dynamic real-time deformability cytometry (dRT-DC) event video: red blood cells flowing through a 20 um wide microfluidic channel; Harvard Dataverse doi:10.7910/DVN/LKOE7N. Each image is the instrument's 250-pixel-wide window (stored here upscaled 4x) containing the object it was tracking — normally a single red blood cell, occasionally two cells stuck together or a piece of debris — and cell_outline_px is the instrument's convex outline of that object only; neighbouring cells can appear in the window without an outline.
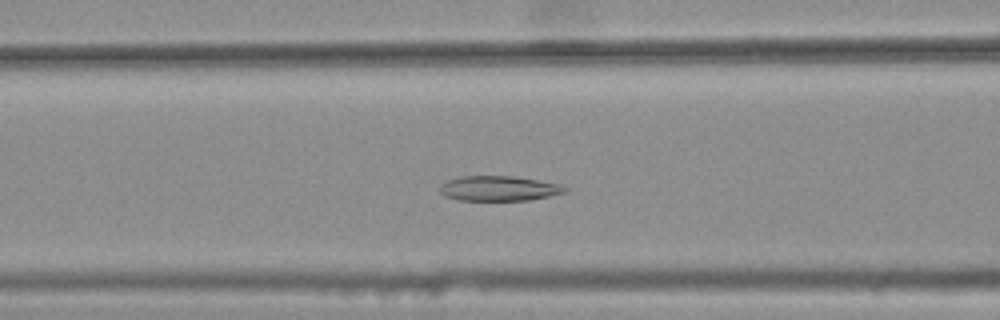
{"species": "common noctule bat (a hibernating species)", "species_latin": "Nyctalus noctula", "temperature_condition": "warm", "stored_images_in_passage": 42, "camera_frame_rate_fps": 3000, "um_per_image_px": 0.085, "animal": {"sex": "female", "body_mass_g": 25.1}, "frame": {"image": 1, "passage_image": 19, "time_ms": 6.0, "image_size_px": [1000, 320], "cell_outline_px": [[568, 192], [528, 200], [456, 200], [444, 196], [440, 192], [440, 184], [448, 180], [460, 176], [512, 176], [560, 184], [568, 188]], "centroid_in_image_um": [42.38, 16.02], "position_along_channel_um": 124.2, "area_um2": 18.21}}
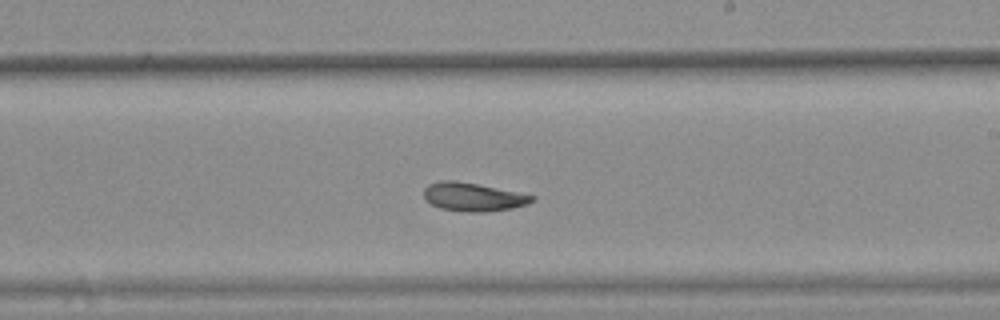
{"frame": {"image": 2, "passage_image": 29, "time_ms": 9.333, "image_size_px": [1000, 320], "cell_outline_px": [[536, 200], [528, 204], [512, 208], [484, 212], [464, 212], [440, 208], [424, 200], [424, 188], [428, 184], [440, 180], [456, 180], [536, 196]], "centroid_in_image_um": [40.19, 16.74], "position_along_channel_um": 248.8, "area_um2": 17.98}}
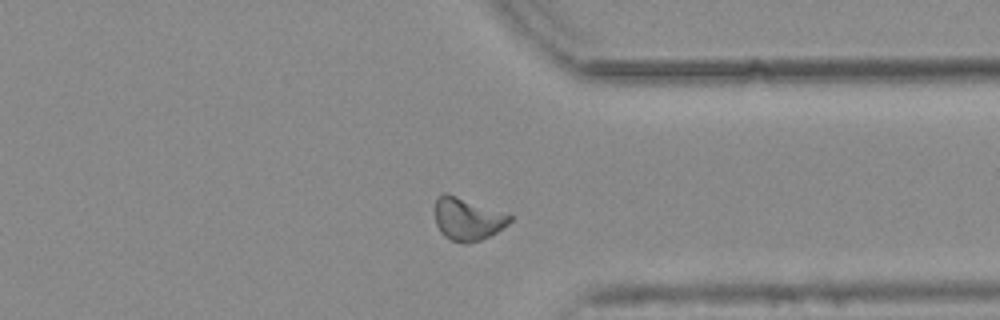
{"frame": {"image": 3, "passage_image": 39, "time_ms": 12.667, "image_size_px": [1000, 320], "cell_outline_px": [[512, 220], [508, 224], [496, 232], [480, 240], [468, 244], [464, 244], [452, 240], [444, 236], [440, 232], [436, 224], [436, 196], [444, 192], [448, 192], [508, 212], [512, 216]], "centroid_in_image_um": [39.76, 18.58], "position_along_channel_um": 371.6, "area_um2": 19.07}, "authors_computed_cell_mechanics": {"area_um2": 18.6405, "velocity_mm_per_s": 3.7514, "shape_relaxation_time_tau1_ms": null, "shape_relaxation_time_tau2_ms": 7.1733, "deformation_change_tau1": null, "deformation_change_tau2": 0.1291}}